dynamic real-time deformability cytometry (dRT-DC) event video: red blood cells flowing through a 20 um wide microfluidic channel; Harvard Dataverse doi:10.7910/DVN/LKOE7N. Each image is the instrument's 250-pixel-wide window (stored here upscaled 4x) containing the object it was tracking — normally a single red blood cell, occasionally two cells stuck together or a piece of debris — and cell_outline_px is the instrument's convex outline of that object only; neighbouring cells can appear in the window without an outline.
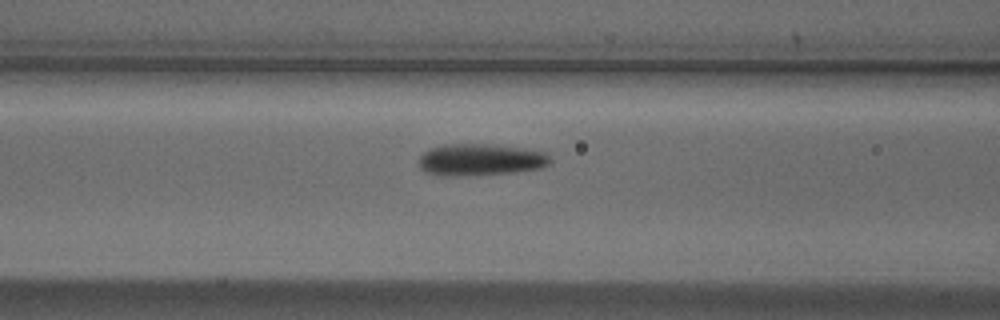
{"species": "Egyptian fruit bat (a non-hibernating species)", "species_latin": "Rousettus aegyptiacus", "temperature_condition": "cold", "stored_images_in_passage": 27, "segment_of_instrument_passage": [1, 2], "camera_frame_rate_fps": 3000, "um_per_image_px": 0.085, "animal": {"sex": "male"}, "frame": {"image": 1, "passage_image": 6, "time_ms": 1.667, "image_size_px": [1000, 320], "cell_outline_px": [[552, 164], [540, 168], [516, 172], [460, 176], [436, 176], [424, 172], [416, 164], [416, 160], [428, 148], [444, 144], [488, 144], [524, 148], [548, 152], [552, 160]], "centroid_in_image_um": [40.8, 13.58], "position_along_channel_um": 125.8, "area_um2": 25.09}}
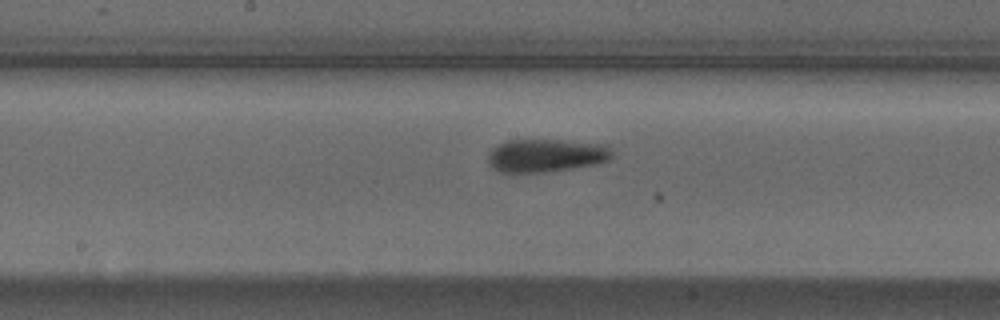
{"frame": {"image": 2, "passage_image": 12, "time_ms": 3.667, "image_size_px": [1000, 320], "cell_outline_px": [[616, 152], [608, 160], [596, 164], [548, 172], [516, 176], [500, 172], [492, 168], [488, 164], [488, 152], [496, 144], [504, 140], [524, 136], [528, 136], [608, 144]], "centroid_in_image_um": [46.34, 13.18], "position_along_channel_um": 201.9, "area_um2": 26.18}}
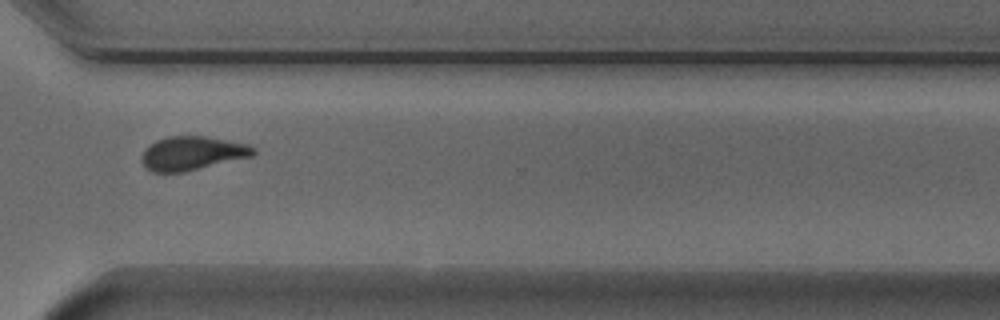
{"frame": {"image": 3, "passage_image": 24, "time_ms": 7.667, "image_size_px": [1000, 320], "cell_outline_px": [[256, 152], [252, 156], [184, 172], [152, 172], [144, 168], [140, 160], [140, 156], [144, 148], [156, 140], [168, 136], [208, 136], [248, 144], [256, 148]], "centroid_in_image_um": [16.29, 13.02], "position_along_channel_um": 354.3, "area_um2": 22.31}}